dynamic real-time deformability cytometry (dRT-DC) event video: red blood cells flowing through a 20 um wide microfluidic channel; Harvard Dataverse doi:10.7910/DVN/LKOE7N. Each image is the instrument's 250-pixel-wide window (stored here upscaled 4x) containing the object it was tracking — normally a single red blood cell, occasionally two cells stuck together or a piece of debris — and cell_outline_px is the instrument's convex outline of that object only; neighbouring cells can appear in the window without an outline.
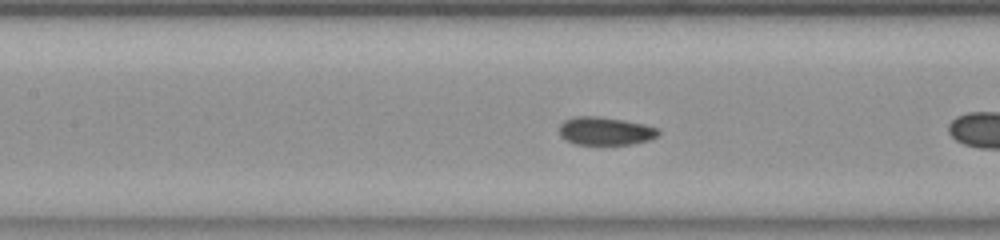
{"species": "common noctule bat (a hibernating species)", "species_latin": "Nyctalus noctula", "temperature_condition": "room temperature", "stored_images_in_passage": 39, "camera_frame_rate_fps": 3000, "um_per_image_px": 0.085, "animal": {"sex": "female", "body_mass_g": 23.0, "forearm_length_mm": 53.4}, "frame": {"image": 1, "passage_image": 9, "time_ms": 2.667, "image_size_px": [1000, 240], "cell_outline_px": [[660, 132], [656, 136], [648, 140], [632, 144], [576, 144], [560, 136], [560, 124], [564, 120], [576, 116], [600, 116], [624, 120], [644, 124], [660, 128]], "centroid_in_image_um": [51.47, 11.12], "position_along_channel_um": 155.9, "area_um2": 16.18}}
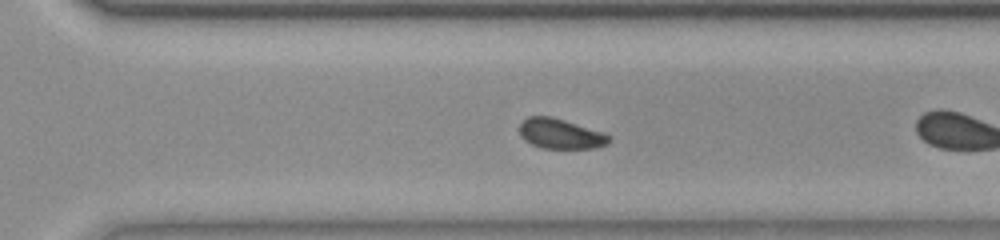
{"frame": {"image": 2, "passage_image": 22, "time_ms": 7.0, "image_size_px": [1000, 240], "cell_outline_px": [[612, 140], [608, 144], [596, 148], [540, 148], [524, 140], [520, 136], [520, 124], [528, 116], [552, 116], [604, 132], [612, 136]], "centroid_in_image_um": [47.68, 11.37], "position_along_channel_um": 322.9, "area_um2": 15.9}}
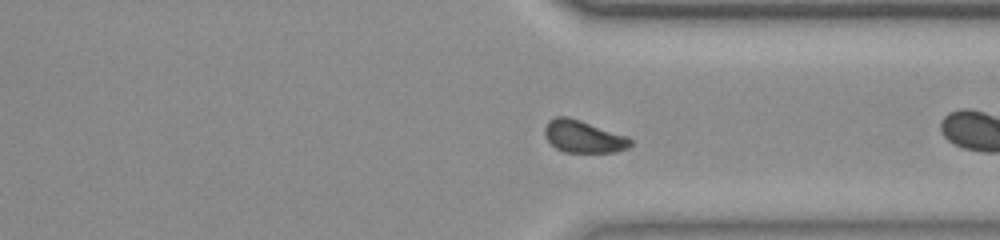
{"frame": {"image": 3, "passage_image": 25, "time_ms": 8.0, "image_size_px": [1000, 240], "cell_outline_px": [[632, 144], [628, 148], [616, 152], [564, 152], [556, 148], [544, 136], [544, 128], [548, 120], [556, 116], [568, 116], [628, 136], [632, 140]], "centroid_in_image_um": [49.58, 11.6], "position_along_channel_um": 361.8, "area_um2": 16.24}, "authors_computed_cell_mechanics": {"area_um2": 16.184, "velocity_mm_per_s": 3.8534, "shape_relaxation_time_tau1_ms": 4.5584, "shape_relaxation_time_tau2_ms": null, "deformation_change_tau1": 0.1121, "deformation_change_tau2": null}}